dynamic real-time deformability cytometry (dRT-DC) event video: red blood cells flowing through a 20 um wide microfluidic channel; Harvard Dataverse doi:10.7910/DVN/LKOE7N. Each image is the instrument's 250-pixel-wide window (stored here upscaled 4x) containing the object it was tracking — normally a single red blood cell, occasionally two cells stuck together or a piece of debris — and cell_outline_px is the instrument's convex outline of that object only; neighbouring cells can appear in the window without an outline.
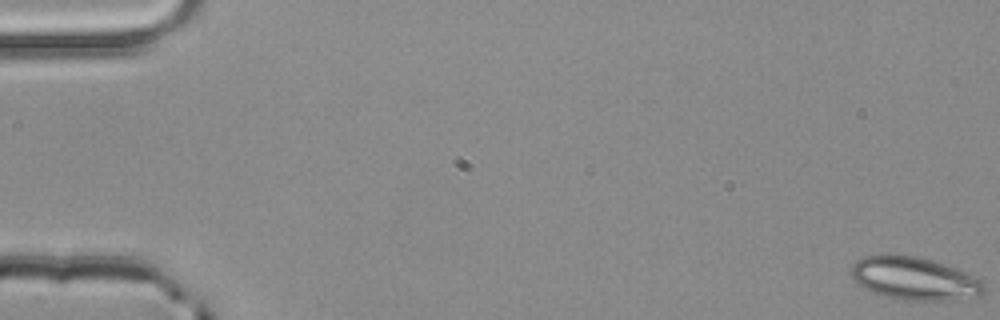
{"species": "common noctule bat (a hibernating species)", "species_latin": "Nyctalus noctula", "temperature_condition": "room temperature", "stored_images_in_passage": 4, "camera_frame_rate_fps": 3000, "um_per_image_px": 0.085, "animal": {"sex": "male", "body_mass_g": 20.4}, "frame": {"image": 1, "passage_image": 1, "time_ms": 0.0, "image_size_px": [1000, 320], "cell_outline_px": [[984, 292], [980, 296], [956, 300], [904, 300], [872, 292], [852, 280], [852, 264], [856, 260], [864, 256], [916, 256], [932, 260], [980, 276], [984, 280]], "centroid_in_image_um": [77.81, 23.69], "position_along_channel_um": 7.2, "area_um2": 33.18}}
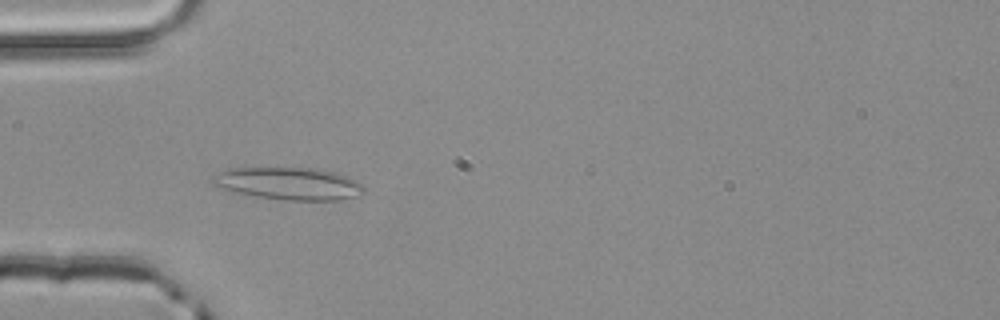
{"frame": {"image": 2, "passage_image": 4, "time_ms": 1.0, "image_size_px": [1000, 320], "cell_outline_px": [[364, 192], [340, 200], [284, 200], [256, 196], [236, 192], [212, 184], [208, 180], [212, 176], [228, 168], [316, 168], [336, 172], [348, 176], [356, 180], [364, 188]], "centroid_in_image_um": [24.52, 15.59], "position_along_channel_um": 60.5, "area_um2": 28.44}}